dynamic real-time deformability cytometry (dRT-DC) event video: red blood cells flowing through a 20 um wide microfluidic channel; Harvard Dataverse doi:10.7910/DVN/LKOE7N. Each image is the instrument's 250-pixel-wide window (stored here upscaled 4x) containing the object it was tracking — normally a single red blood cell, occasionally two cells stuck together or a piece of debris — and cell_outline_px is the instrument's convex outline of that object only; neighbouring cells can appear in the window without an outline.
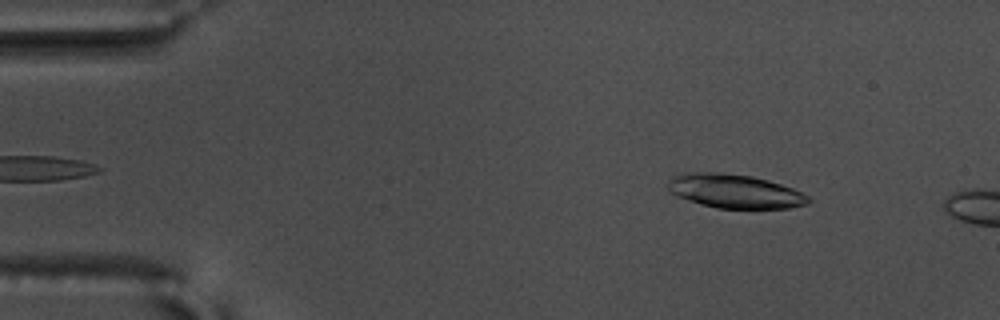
{"species": "common noctule bat (a hibernating species)", "species_latin": "Nyctalus noctula", "temperature_condition": "warm", "stored_images_in_passage": 8, "camera_frame_rate_fps": 3000, "um_per_image_px": 0.085, "animal": {"sex": "male", "body_mass_g": 17.5, "forearm_length_mm": 52.3}, "frame": {"image": 1, "passage_image": 3, "time_ms": 0.667, "image_size_px": [1000, 320], "cell_outline_px": [[812, 200], [808, 204], [788, 208], [716, 208], [700, 204], [676, 196], [668, 192], [668, 180], [676, 176], [688, 172], [720, 172], [752, 176], [768, 180], [792, 188], [808, 196]], "centroid_in_image_um": [62.44, 16.25], "position_along_channel_um": 22.6, "area_um2": 27.74}}